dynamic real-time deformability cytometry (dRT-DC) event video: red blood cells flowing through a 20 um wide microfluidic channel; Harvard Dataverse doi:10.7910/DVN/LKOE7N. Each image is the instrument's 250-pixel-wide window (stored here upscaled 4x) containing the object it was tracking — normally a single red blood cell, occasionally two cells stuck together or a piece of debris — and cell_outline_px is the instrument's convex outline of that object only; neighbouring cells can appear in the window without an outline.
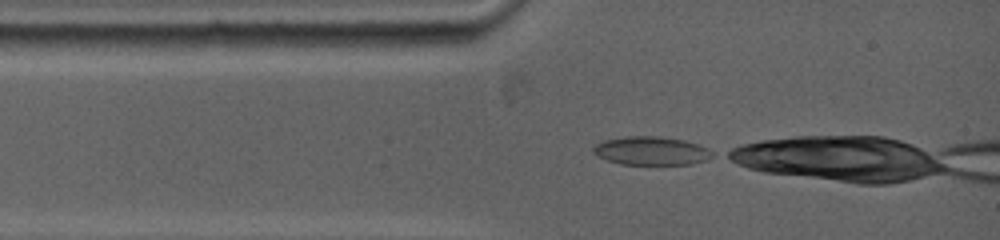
{"species": "common noctule bat (a hibernating species)", "species_latin": "Nyctalus noctula", "temperature_condition": "warm", "stored_images_in_passage": 2, "camera_frame_rate_fps": 5000, "um_per_image_px": 0.085, "animal": {"sex": "female", "body_mass_g": 19.0, "forearm_length_mm": 53.3}, "frame": {"image": 1, "passage_image": 1, "time_ms": 0.0, "image_size_px": [1000, 240], "cell_outline_px": [[716, 156], [708, 160], [692, 164], [620, 164], [596, 156], [592, 152], [592, 148], [596, 144], [604, 140], [624, 136], [656, 136], [684, 140], [708, 148], [716, 152]], "centroid_in_image_um": [55.39, 12.82], "position_along_channel_um": 29.6, "area_um2": 20.0}}